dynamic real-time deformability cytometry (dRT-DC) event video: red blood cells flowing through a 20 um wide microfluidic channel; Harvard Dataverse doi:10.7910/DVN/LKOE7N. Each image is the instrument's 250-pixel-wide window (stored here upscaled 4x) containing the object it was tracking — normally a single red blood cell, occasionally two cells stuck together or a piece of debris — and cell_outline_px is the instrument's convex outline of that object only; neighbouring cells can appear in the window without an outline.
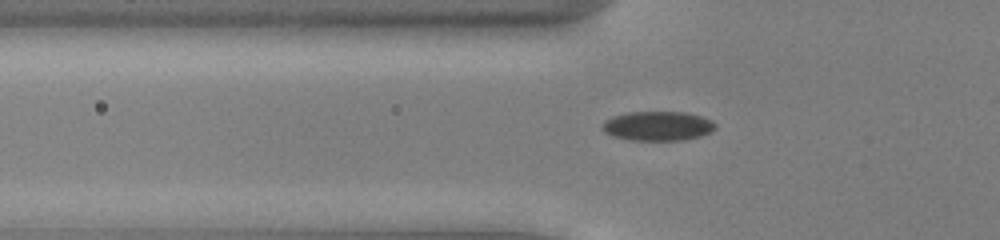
{"species": "common noctule bat (a hibernating species)", "species_latin": "Nyctalus noctula", "temperature_condition": "cold", "stored_images_in_passage": 37, "camera_frame_rate_fps": 3000, "um_per_image_px": 0.085, "animal": {"sex": "male", "body_mass_g": 13.0, "forearm_length_mm": 53.1}, "frame": {"image": 1, "passage_image": 2, "time_ms": 0.333, "image_size_px": [1000, 240], "cell_outline_px": [[716, 128], [712, 132], [700, 136], [684, 140], [628, 140], [612, 136], [604, 132], [600, 128], [604, 120], [612, 116], [628, 112], [684, 112], [700, 116], [712, 120], [716, 124]], "centroid_in_image_um": [55.88, 10.71], "position_along_channel_um": 69.9, "area_um2": 19.59}}
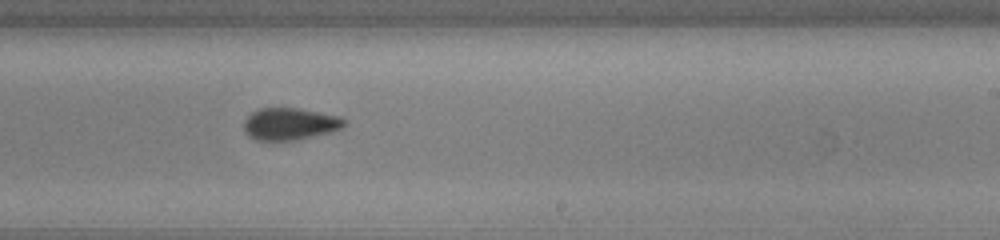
{"frame": {"image": 2, "passage_image": 17, "time_ms": 5.333, "image_size_px": [1000, 240], "cell_outline_px": [[348, 124], [344, 128], [332, 132], [292, 140], [256, 140], [248, 136], [244, 132], [244, 120], [252, 112], [260, 108], [296, 108], [340, 116]], "centroid_in_image_um": [24.65, 10.53], "position_along_channel_um": 264.4, "area_um2": 18.79}}
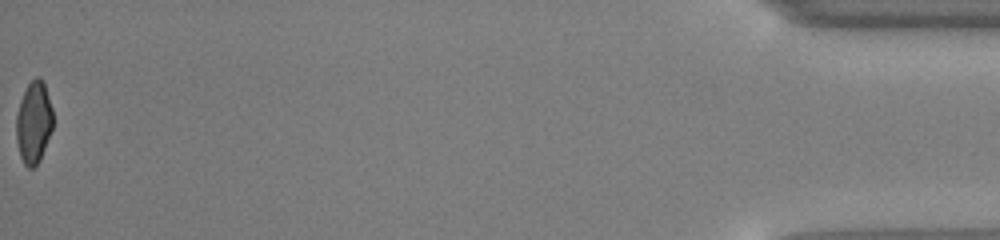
{"frame": {"image": 3, "passage_image": 37, "time_ms": 12.0, "image_size_px": [1000, 240], "cell_outline_px": [[52, 128], [40, 160], [32, 168], [28, 168], [24, 164], [20, 156], [16, 140], [16, 116], [20, 100], [28, 84], [36, 76], [40, 76], [44, 80], [52, 108]], "centroid_in_image_um": [2.86, 10.38], "position_along_channel_um": 432.3, "area_um2": 17.57}, "authors_computed_cell_mechanics": {"area_um2": 18.9006, "velocity_mm_per_s": 3.9169, "shape_relaxation_time_tau1_ms": null, "shape_relaxation_time_tau2_ms": 2.0666, "deformation_change_tau1": null, "deformation_change_tau2": 0.0531}}